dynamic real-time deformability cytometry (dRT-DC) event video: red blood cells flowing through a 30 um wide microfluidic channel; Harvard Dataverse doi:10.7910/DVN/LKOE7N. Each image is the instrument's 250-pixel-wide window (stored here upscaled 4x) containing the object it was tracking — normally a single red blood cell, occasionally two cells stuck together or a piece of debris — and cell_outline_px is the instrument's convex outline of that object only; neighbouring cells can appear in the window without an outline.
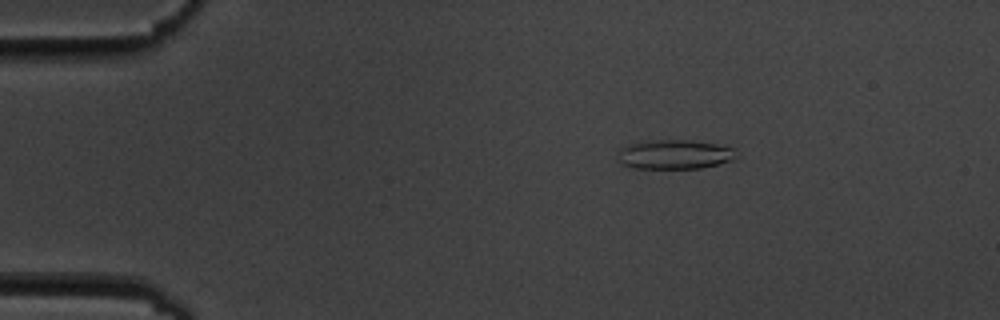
{"species": "common noctule bat (a hibernating species)", "species_latin": "Nyctalus noctula", "temperature_condition": "cold", "stored_images_in_passage": 5, "camera_frame_rate_fps": 3000, "um_per_image_px": 0.085, "animal": {"sex": "male", "body_mass_g": 19.5, "forearm_length_mm": 54.6}, "frame": {"image": 1, "passage_image": 3, "time_ms": 3.0, "image_size_px": [1000, 320], "cell_outline_px": [[736, 156], [732, 160], [720, 164], [700, 168], [632, 168], [620, 164], [620, 148], [628, 144], [656, 140], [692, 140], [716, 144], [736, 148]], "centroid_in_image_um": [57.38, 13.13], "position_along_channel_um": 27.6, "area_um2": 20.23}}